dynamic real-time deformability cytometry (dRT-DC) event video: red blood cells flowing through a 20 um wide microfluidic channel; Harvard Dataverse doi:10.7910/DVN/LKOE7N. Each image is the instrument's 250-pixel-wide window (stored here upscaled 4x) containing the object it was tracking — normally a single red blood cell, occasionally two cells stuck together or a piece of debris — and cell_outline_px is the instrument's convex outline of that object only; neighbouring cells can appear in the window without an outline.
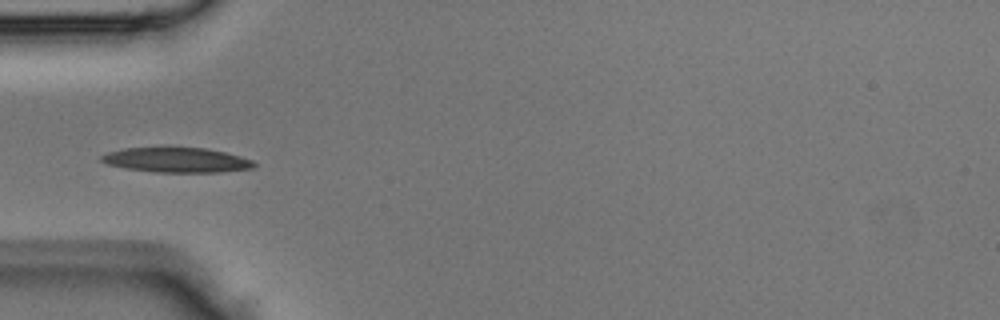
{"species": "Egyptian fruit bat (a non-hibernating species)", "species_latin": "Rousettus aegyptiacus", "temperature_condition": "room temperature", "stored_images_in_passage": 6, "camera_frame_rate_fps": 3000, "um_per_image_px": 0.085, "animal": {"sex": "male"}, "frame": {"image": 1, "passage_image": 2, "time_ms": 0.333, "image_size_px": [1000, 320], "cell_outline_px": [[256, 164], [252, 168], [220, 172], [156, 172], [128, 168], [108, 164], [100, 160], [100, 156], [108, 152], [124, 148], [160, 144], [168, 144], [204, 148], [224, 152], [240, 156], [252, 160]], "centroid_in_image_um": [14.96, 13.54], "position_along_channel_um": 70.0, "area_um2": 23.0}}